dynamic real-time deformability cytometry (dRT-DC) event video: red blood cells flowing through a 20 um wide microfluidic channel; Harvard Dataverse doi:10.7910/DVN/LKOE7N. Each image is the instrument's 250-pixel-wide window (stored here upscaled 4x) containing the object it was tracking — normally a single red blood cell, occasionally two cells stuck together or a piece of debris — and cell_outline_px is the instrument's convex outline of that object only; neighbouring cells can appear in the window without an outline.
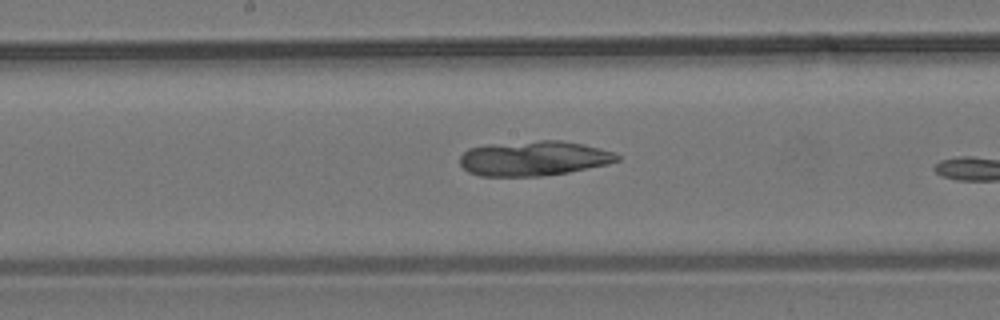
{"species": "common noctule bat (a hibernating species)", "species_latin": "Nyctalus noctula", "temperature_condition": "room temperature", "stored_images_in_passage": 10, "segment_of_instrument_passage": [2, 2], "camera_frame_rate_fps": 3000, "um_per_image_px": 0.085, "animal": {"sex": "male", "body_mass_g": 19.2, "forearm_length_mm": 51.8}, "frame": {"image": 1, "passage_image": 9, "time_ms": 2.667, "image_size_px": [1000, 320], "cell_outline_px": [[620, 160], [608, 164], [568, 172], [540, 176], [480, 176], [468, 172], [460, 164], [460, 156], [468, 148], [488, 144], [540, 140], [560, 140], [584, 144], [616, 152], [620, 156]], "centroid_in_image_um": [45.38, 13.45], "position_along_channel_um": 202.8, "area_um2": 32.14}}